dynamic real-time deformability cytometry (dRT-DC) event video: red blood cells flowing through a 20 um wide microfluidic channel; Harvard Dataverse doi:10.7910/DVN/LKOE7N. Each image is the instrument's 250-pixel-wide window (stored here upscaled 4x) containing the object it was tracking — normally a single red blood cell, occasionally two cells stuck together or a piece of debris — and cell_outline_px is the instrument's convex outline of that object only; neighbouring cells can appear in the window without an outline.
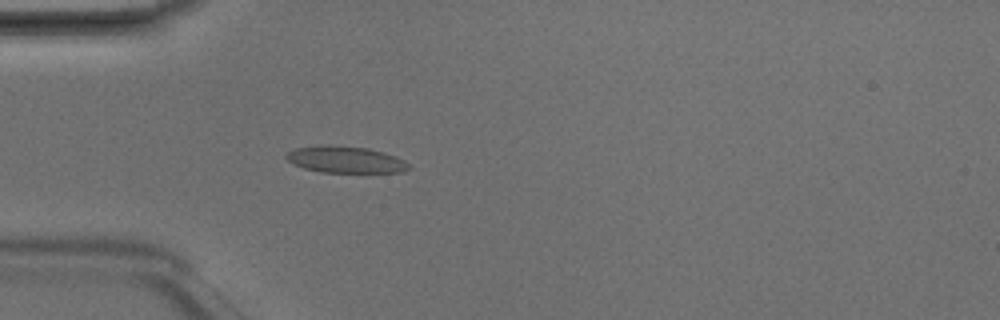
{"species": "Egyptian fruit bat (a non-hibernating species)", "species_latin": "Rousettus aegyptiacus", "temperature_condition": "room temperature", "stored_images_in_passage": 5, "camera_frame_rate_fps": 3000, "um_per_image_px": 0.085, "animal": {"sex": "male"}, "frame": {"image": 1, "passage_image": 5, "time_ms": 1.333, "image_size_px": [1000, 320], "cell_outline_px": [[412, 168], [404, 172], [320, 172], [304, 168], [292, 164], [284, 156], [288, 152], [296, 148], [368, 148], [384, 152], [396, 156], [404, 160]], "centroid_in_image_um": [29.45, 13.62], "position_along_channel_um": 55.6, "area_um2": 18.09}}